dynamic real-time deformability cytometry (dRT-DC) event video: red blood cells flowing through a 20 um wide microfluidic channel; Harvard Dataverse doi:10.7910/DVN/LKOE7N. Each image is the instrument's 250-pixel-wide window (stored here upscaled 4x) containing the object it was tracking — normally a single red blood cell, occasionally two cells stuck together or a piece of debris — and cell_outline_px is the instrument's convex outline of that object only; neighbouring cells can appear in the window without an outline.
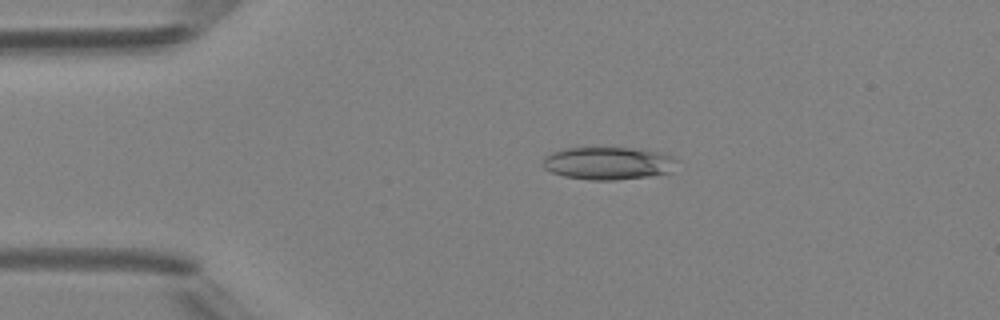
{"species": "Egyptian fruit bat (a non-hibernating species)", "species_latin": "Rousettus aegyptiacus", "temperature_condition": "room temperature", "stored_images_in_passage": 4, "camera_frame_rate_fps": 3000, "um_per_image_px": 0.085, "animal": {"sex": "female"}, "frame": {"image": 1, "passage_image": 2, "time_ms": 1.0, "image_size_px": [1000, 320], "cell_outline_px": [[680, 160], [672, 172], [652, 176], [616, 180], [588, 180], [564, 176], [552, 172], [544, 168], [540, 164], [544, 156], [552, 152], [564, 148], [636, 148], [664, 152]], "centroid_in_image_um": [51.74, 13.87], "position_along_channel_um": 33.3, "area_um2": 26.13}}